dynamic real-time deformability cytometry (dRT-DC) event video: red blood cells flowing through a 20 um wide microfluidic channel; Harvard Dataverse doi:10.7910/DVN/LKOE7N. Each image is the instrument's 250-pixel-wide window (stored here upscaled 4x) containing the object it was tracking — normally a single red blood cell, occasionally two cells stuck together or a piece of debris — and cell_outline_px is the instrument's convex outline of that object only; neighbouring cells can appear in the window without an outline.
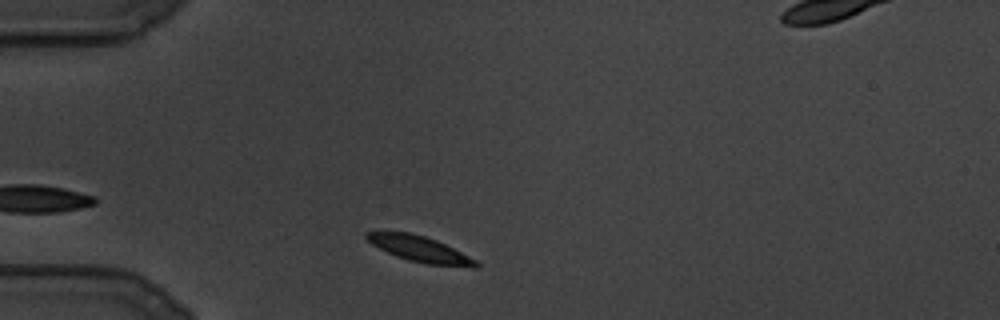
{"species": "common noctule bat (a hibernating species)", "species_latin": "Nyctalus noctula", "temperature_condition": "cold", "stored_images_in_passage": 24, "camera_frame_rate_fps": 3000, "um_per_image_px": 0.085, "animal": {"sex": "male", "body_mass_g": 19.5, "forearm_length_mm": 54.6}, "frame": {"image": 1, "passage_image": 6, "time_ms": 1.667, "image_size_px": [1000, 320], "cell_outline_px": [[480, 264], [476, 268], [472, 268], [428, 264], [408, 260], [396, 256], [372, 244], [364, 236], [364, 232], [412, 232], [436, 240], [476, 260]], "centroid_in_image_um": [35.7, 21.18], "position_along_channel_um": 49.3, "area_um2": 16.24}}
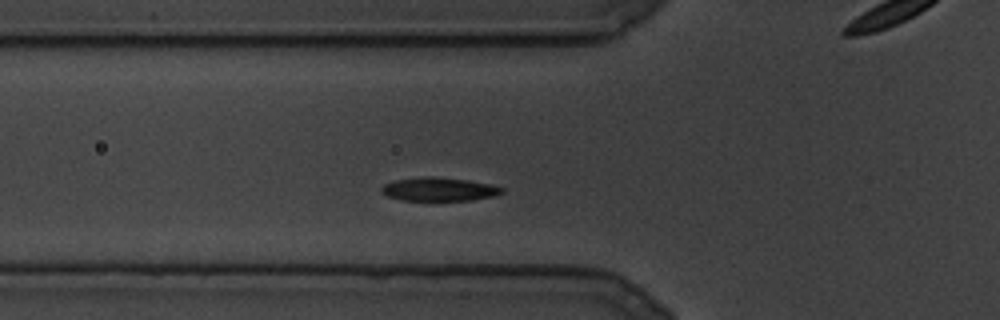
{"frame": {"image": 2, "passage_image": 16, "time_ms": 5.0, "image_size_px": [1000, 320], "cell_outline_px": [[504, 192], [496, 196], [472, 200], [400, 200], [388, 196], [380, 192], [380, 188], [384, 184], [396, 180], [424, 176], [432, 176], [468, 180], [488, 184], [504, 188]], "centroid_in_image_um": [37.31, 16.09], "position_along_channel_um": 88.5, "area_um2": 16.53}}
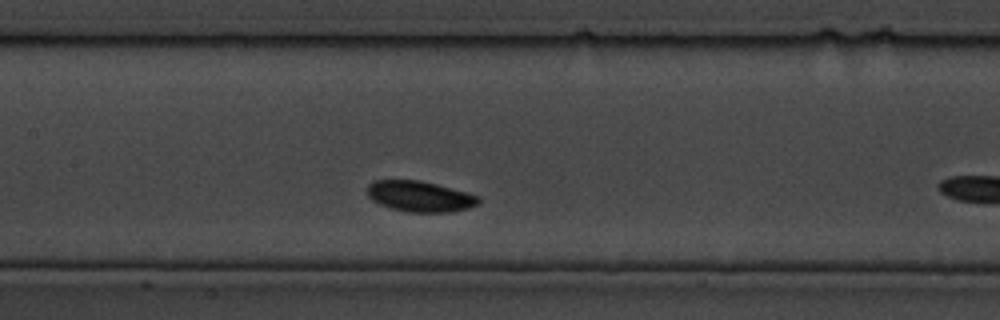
{"frame": {"image": 3, "passage_image": 22, "time_ms": 7.0, "image_size_px": [1000, 320], "cell_outline_px": [[480, 204], [468, 208], [452, 212], [412, 212], [392, 208], [380, 204], [372, 200], [368, 196], [368, 184], [372, 180], [420, 180], [436, 184], [480, 196]], "centroid_in_image_um": [35.7, 16.69], "position_along_channel_um": 171.7, "area_um2": 19.88}}